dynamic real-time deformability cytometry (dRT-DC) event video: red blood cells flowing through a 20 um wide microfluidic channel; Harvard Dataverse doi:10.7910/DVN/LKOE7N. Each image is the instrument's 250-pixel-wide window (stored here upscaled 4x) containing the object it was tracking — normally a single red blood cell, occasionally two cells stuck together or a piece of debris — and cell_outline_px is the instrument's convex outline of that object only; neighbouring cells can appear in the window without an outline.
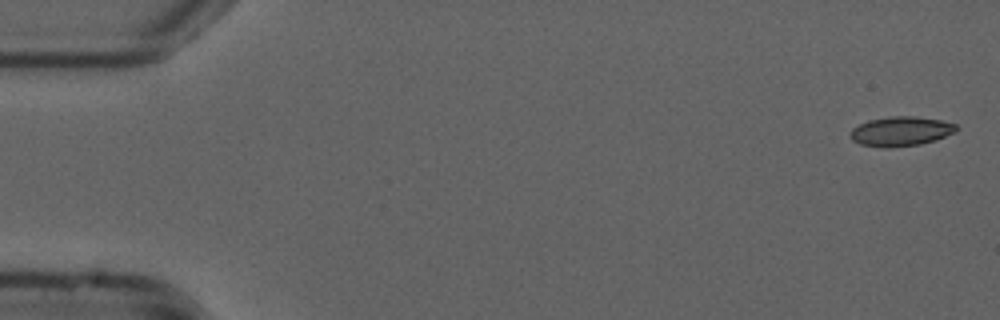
{"species": "common noctule bat (a hibernating species)", "species_latin": "Nyctalus noctula", "temperature_condition": "cold", "stored_images_in_passage": 53, "camera_frame_rate_fps": 3000, "um_per_image_px": 0.085, "animal": {"sex": "male", "forearm_length_mm": 52.5}, "frame": {"image": 1, "passage_image": 1, "time_ms": 0.0, "image_size_px": [1000, 320], "cell_outline_px": [[960, 128], [956, 132], [936, 140], [920, 144], [888, 148], [880, 148], [860, 144], [852, 140], [848, 136], [852, 128], [868, 120], [888, 116], [916, 116], [940, 120], [956, 124]], "centroid_in_image_um": [76.56, 11.16], "position_along_channel_um": 8.4, "area_um2": 18.55}}
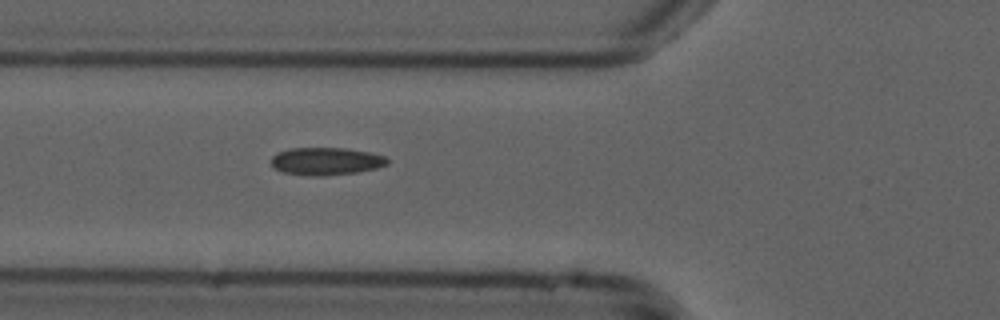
{"frame": {"image": 2, "passage_image": 19, "time_ms": 6.0, "image_size_px": [1000, 320], "cell_outline_px": [[388, 164], [376, 168], [356, 172], [324, 176], [308, 176], [284, 172], [272, 168], [272, 156], [276, 152], [288, 148], [348, 148], [368, 152], [384, 156], [388, 160]], "centroid_in_image_um": [27.67, 13.7], "position_along_channel_um": 98.1, "area_um2": 18.79}}
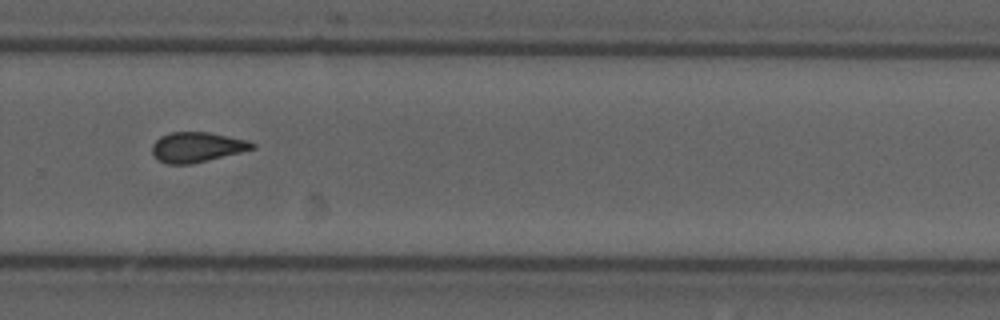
{"frame": {"image": 3, "passage_image": 36, "time_ms": 11.667, "image_size_px": [1000, 320], "cell_outline_px": [[256, 148], [192, 164], [168, 164], [156, 160], [152, 152], [152, 144], [160, 136], [172, 132], [208, 132], [248, 140], [256, 144]], "centroid_in_image_um": [16.72, 12.51], "position_along_channel_um": 313.1, "area_um2": 17.57}, "authors_computed_cell_mechanics": {"area_um2": 17.8024, "velocity_mm_per_s": 3.7928, "shape_relaxation_time_tau1_ms": null, "shape_relaxation_time_tau2_ms": 1.7327, "deformation_change_tau1": null, "deformation_change_tau2": 0.0733}}